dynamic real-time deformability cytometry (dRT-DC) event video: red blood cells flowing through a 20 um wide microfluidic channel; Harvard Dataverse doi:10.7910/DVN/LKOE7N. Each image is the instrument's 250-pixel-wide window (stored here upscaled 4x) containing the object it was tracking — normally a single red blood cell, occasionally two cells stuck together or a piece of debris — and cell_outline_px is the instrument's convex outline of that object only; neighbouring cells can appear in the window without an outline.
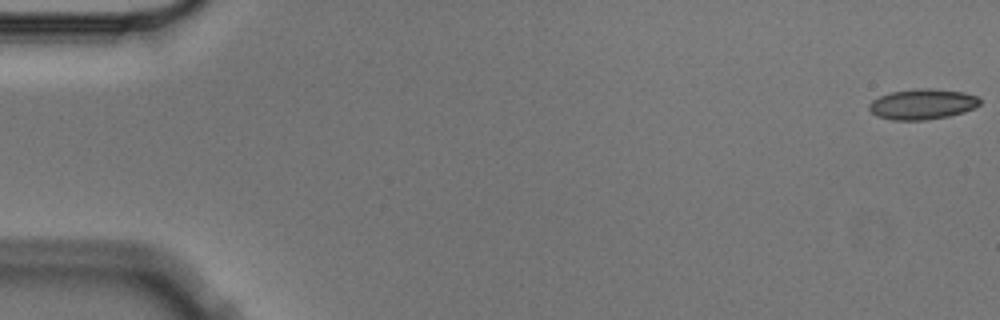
{"species": "Egyptian fruit bat (a non-hibernating species)", "species_latin": "Rousettus aegyptiacus", "temperature_condition": "cold", "stored_images_in_passage": 4, "camera_frame_rate_fps": 3000, "um_per_image_px": 0.085, "animal": {"sex": "male"}, "frame": {"image": 1, "passage_image": 1, "time_ms": 0.0, "image_size_px": [1000, 320], "cell_outline_px": [[980, 104], [964, 112], [948, 116], [924, 120], [892, 120], [876, 116], [868, 108], [868, 104], [872, 100], [880, 96], [892, 92], [916, 88], [932, 88], [964, 92], [976, 96], [980, 100]], "centroid_in_image_um": [78.38, 8.85], "position_along_channel_um": 6.6, "area_um2": 19.65}}
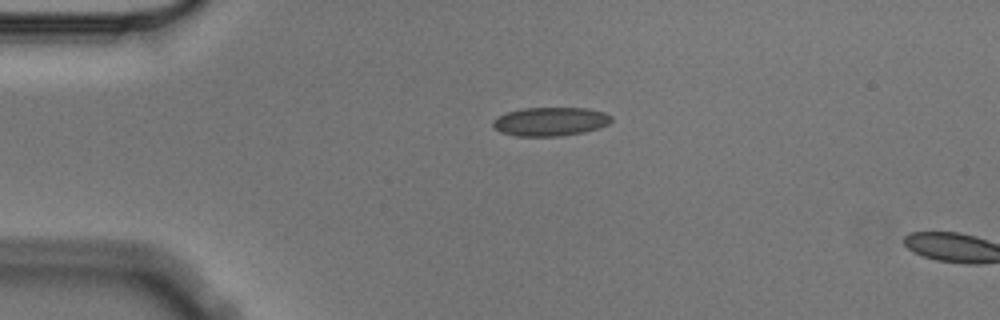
{"frame": {"image": 2, "passage_image": 3, "time_ms": 0.667, "image_size_px": [1000, 320], "cell_outline_px": [[612, 120], [608, 124], [600, 128], [584, 132], [560, 136], [516, 136], [500, 132], [492, 128], [492, 120], [496, 116], [508, 112], [524, 108], [588, 108], [604, 112], [612, 116]], "centroid_in_image_um": [46.76, 10.33], "position_along_channel_um": 38.2, "area_um2": 20.06}}